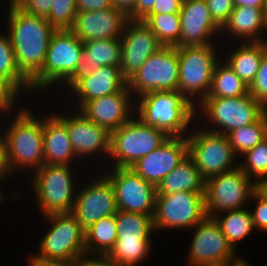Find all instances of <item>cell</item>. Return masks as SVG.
<instances>
[{
	"mask_svg": "<svg viewBox=\"0 0 267 266\" xmlns=\"http://www.w3.org/2000/svg\"><path fill=\"white\" fill-rule=\"evenodd\" d=\"M6 30L20 73L31 82L45 62L49 40L55 29L45 17L29 14L8 0Z\"/></svg>",
	"mask_w": 267,
	"mask_h": 266,
	"instance_id": "1",
	"label": "cell"
},
{
	"mask_svg": "<svg viewBox=\"0 0 267 266\" xmlns=\"http://www.w3.org/2000/svg\"><path fill=\"white\" fill-rule=\"evenodd\" d=\"M17 109L16 114L14 112V115L7 116L8 120L5 116L6 122L0 119V124H5L2 128L7 139L8 161L13 175L25 169L35 172L44 165V118L38 115L37 118L27 106Z\"/></svg>",
	"mask_w": 267,
	"mask_h": 266,
	"instance_id": "2",
	"label": "cell"
},
{
	"mask_svg": "<svg viewBox=\"0 0 267 266\" xmlns=\"http://www.w3.org/2000/svg\"><path fill=\"white\" fill-rule=\"evenodd\" d=\"M195 108L178 90L152 91L135 99V116L169 137H187L196 123Z\"/></svg>",
	"mask_w": 267,
	"mask_h": 266,
	"instance_id": "3",
	"label": "cell"
},
{
	"mask_svg": "<svg viewBox=\"0 0 267 266\" xmlns=\"http://www.w3.org/2000/svg\"><path fill=\"white\" fill-rule=\"evenodd\" d=\"M43 217L50 227L40 239L37 253L27 255L26 262L75 264L86 257L85 230L72 212Z\"/></svg>",
	"mask_w": 267,
	"mask_h": 266,
	"instance_id": "4",
	"label": "cell"
},
{
	"mask_svg": "<svg viewBox=\"0 0 267 266\" xmlns=\"http://www.w3.org/2000/svg\"><path fill=\"white\" fill-rule=\"evenodd\" d=\"M195 110L196 119L200 118L195 122L201 119L208 122L206 125L203 123L201 128L224 135L258 121L267 112L250 93L232 98L206 97Z\"/></svg>",
	"mask_w": 267,
	"mask_h": 266,
	"instance_id": "5",
	"label": "cell"
},
{
	"mask_svg": "<svg viewBox=\"0 0 267 266\" xmlns=\"http://www.w3.org/2000/svg\"><path fill=\"white\" fill-rule=\"evenodd\" d=\"M75 173L73 166L48 164L32 173L30 191L35 194L34 199L43 216L73 212L79 188L74 185Z\"/></svg>",
	"mask_w": 267,
	"mask_h": 266,
	"instance_id": "6",
	"label": "cell"
},
{
	"mask_svg": "<svg viewBox=\"0 0 267 266\" xmlns=\"http://www.w3.org/2000/svg\"><path fill=\"white\" fill-rule=\"evenodd\" d=\"M217 44L176 47L179 63L178 91L195 107L207 97L216 64L222 59ZM219 55V56H218Z\"/></svg>",
	"mask_w": 267,
	"mask_h": 266,
	"instance_id": "7",
	"label": "cell"
},
{
	"mask_svg": "<svg viewBox=\"0 0 267 266\" xmlns=\"http://www.w3.org/2000/svg\"><path fill=\"white\" fill-rule=\"evenodd\" d=\"M83 42L71 30H55L49 40L42 71L30 82L31 92L60 87L75 71ZM51 86V87H50Z\"/></svg>",
	"mask_w": 267,
	"mask_h": 266,
	"instance_id": "8",
	"label": "cell"
},
{
	"mask_svg": "<svg viewBox=\"0 0 267 266\" xmlns=\"http://www.w3.org/2000/svg\"><path fill=\"white\" fill-rule=\"evenodd\" d=\"M168 138L164 131L145 125L134 115L127 123L110 133V163L107 164L110 167H131Z\"/></svg>",
	"mask_w": 267,
	"mask_h": 266,
	"instance_id": "9",
	"label": "cell"
},
{
	"mask_svg": "<svg viewBox=\"0 0 267 266\" xmlns=\"http://www.w3.org/2000/svg\"><path fill=\"white\" fill-rule=\"evenodd\" d=\"M193 126L198 129L192 127L186 137L188 155L205 180L238 167L239 163L236 161L238 157L235 155L227 135L200 128V122H196Z\"/></svg>",
	"mask_w": 267,
	"mask_h": 266,
	"instance_id": "10",
	"label": "cell"
},
{
	"mask_svg": "<svg viewBox=\"0 0 267 266\" xmlns=\"http://www.w3.org/2000/svg\"><path fill=\"white\" fill-rule=\"evenodd\" d=\"M256 190L257 183L247 177L239 166L206 179V217L213 218L225 211L245 208Z\"/></svg>",
	"mask_w": 267,
	"mask_h": 266,
	"instance_id": "11",
	"label": "cell"
},
{
	"mask_svg": "<svg viewBox=\"0 0 267 266\" xmlns=\"http://www.w3.org/2000/svg\"><path fill=\"white\" fill-rule=\"evenodd\" d=\"M179 63L177 48L163 46L127 79L134 99L152 91L178 90Z\"/></svg>",
	"mask_w": 267,
	"mask_h": 266,
	"instance_id": "12",
	"label": "cell"
},
{
	"mask_svg": "<svg viewBox=\"0 0 267 266\" xmlns=\"http://www.w3.org/2000/svg\"><path fill=\"white\" fill-rule=\"evenodd\" d=\"M205 192H175L156 195L153 216L156 231L190 230L206 217Z\"/></svg>",
	"mask_w": 267,
	"mask_h": 266,
	"instance_id": "13",
	"label": "cell"
},
{
	"mask_svg": "<svg viewBox=\"0 0 267 266\" xmlns=\"http://www.w3.org/2000/svg\"><path fill=\"white\" fill-rule=\"evenodd\" d=\"M192 230L193 239L186 257L189 266H225L241 258L214 218L205 217Z\"/></svg>",
	"mask_w": 267,
	"mask_h": 266,
	"instance_id": "14",
	"label": "cell"
},
{
	"mask_svg": "<svg viewBox=\"0 0 267 266\" xmlns=\"http://www.w3.org/2000/svg\"><path fill=\"white\" fill-rule=\"evenodd\" d=\"M102 172L111 182L118 210L154 215L156 186L145 181L130 167H106ZM106 172V173H104Z\"/></svg>",
	"mask_w": 267,
	"mask_h": 266,
	"instance_id": "15",
	"label": "cell"
},
{
	"mask_svg": "<svg viewBox=\"0 0 267 266\" xmlns=\"http://www.w3.org/2000/svg\"><path fill=\"white\" fill-rule=\"evenodd\" d=\"M89 178L84 187L79 185L72 212L84 230L104 217L115 215L118 210L110 180L102 172Z\"/></svg>",
	"mask_w": 267,
	"mask_h": 266,
	"instance_id": "16",
	"label": "cell"
},
{
	"mask_svg": "<svg viewBox=\"0 0 267 266\" xmlns=\"http://www.w3.org/2000/svg\"><path fill=\"white\" fill-rule=\"evenodd\" d=\"M76 110V111H75ZM70 113L59 112L56 114L66 123L69 138L73 146L77 162L80 159L95 160L98 156L109 157L110 153V133L103 127L90 121L82 112L75 109ZM74 112V113H73ZM96 155H98L96 157ZM87 156V157H86ZM91 157L90 159L88 157ZM86 158V159H85ZM88 158V159H87Z\"/></svg>",
	"mask_w": 267,
	"mask_h": 266,
	"instance_id": "17",
	"label": "cell"
},
{
	"mask_svg": "<svg viewBox=\"0 0 267 266\" xmlns=\"http://www.w3.org/2000/svg\"><path fill=\"white\" fill-rule=\"evenodd\" d=\"M120 39V69L126 80L163 47L152 30L141 20L129 19Z\"/></svg>",
	"mask_w": 267,
	"mask_h": 266,
	"instance_id": "18",
	"label": "cell"
},
{
	"mask_svg": "<svg viewBox=\"0 0 267 266\" xmlns=\"http://www.w3.org/2000/svg\"><path fill=\"white\" fill-rule=\"evenodd\" d=\"M188 156L186 137H169L162 145L141 157L130 168L156 187Z\"/></svg>",
	"mask_w": 267,
	"mask_h": 266,
	"instance_id": "19",
	"label": "cell"
},
{
	"mask_svg": "<svg viewBox=\"0 0 267 266\" xmlns=\"http://www.w3.org/2000/svg\"><path fill=\"white\" fill-rule=\"evenodd\" d=\"M79 111L111 133L135 115V99L126 85L115 94L86 102Z\"/></svg>",
	"mask_w": 267,
	"mask_h": 266,
	"instance_id": "20",
	"label": "cell"
},
{
	"mask_svg": "<svg viewBox=\"0 0 267 266\" xmlns=\"http://www.w3.org/2000/svg\"><path fill=\"white\" fill-rule=\"evenodd\" d=\"M128 16L114 6L97 11H77L71 31L82 41L120 39Z\"/></svg>",
	"mask_w": 267,
	"mask_h": 266,
	"instance_id": "21",
	"label": "cell"
},
{
	"mask_svg": "<svg viewBox=\"0 0 267 266\" xmlns=\"http://www.w3.org/2000/svg\"><path fill=\"white\" fill-rule=\"evenodd\" d=\"M179 14L180 47L218 42L214 39L221 35V28L213 21L205 0H183Z\"/></svg>",
	"mask_w": 267,
	"mask_h": 266,
	"instance_id": "22",
	"label": "cell"
},
{
	"mask_svg": "<svg viewBox=\"0 0 267 266\" xmlns=\"http://www.w3.org/2000/svg\"><path fill=\"white\" fill-rule=\"evenodd\" d=\"M121 39L90 40L83 42V51L74 73L60 87L67 94L100 66L120 67ZM66 88V89H65ZM64 89V90H63Z\"/></svg>",
	"mask_w": 267,
	"mask_h": 266,
	"instance_id": "23",
	"label": "cell"
},
{
	"mask_svg": "<svg viewBox=\"0 0 267 266\" xmlns=\"http://www.w3.org/2000/svg\"><path fill=\"white\" fill-rule=\"evenodd\" d=\"M126 85L127 80L123 77L120 67L100 66L94 68L93 73L82 79L68 94L64 91V94L60 95H66V101L70 99L69 103L73 100L71 104L75 106L70 105V107L79 110L86 102L115 94Z\"/></svg>",
	"mask_w": 267,
	"mask_h": 266,
	"instance_id": "24",
	"label": "cell"
},
{
	"mask_svg": "<svg viewBox=\"0 0 267 266\" xmlns=\"http://www.w3.org/2000/svg\"><path fill=\"white\" fill-rule=\"evenodd\" d=\"M44 118L43 142L44 164L68 165L77 159L69 138L66 123L56 114V111ZM75 159V160H74Z\"/></svg>",
	"mask_w": 267,
	"mask_h": 266,
	"instance_id": "25",
	"label": "cell"
},
{
	"mask_svg": "<svg viewBox=\"0 0 267 266\" xmlns=\"http://www.w3.org/2000/svg\"><path fill=\"white\" fill-rule=\"evenodd\" d=\"M266 30V9L240 6L232 10L220 33L228 35L227 41L231 38V42H258Z\"/></svg>",
	"mask_w": 267,
	"mask_h": 266,
	"instance_id": "26",
	"label": "cell"
},
{
	"mask_svg": "<svg viewBox=\"0 0 267 266\" xmlns=\"http://www.w3.org/2000/svg\"><path fill=\"white\" fill-rule=\"evenodd\" d=\"M156 195L175 192H205V179L201 176L192 158L188 155L156 187Z\"/></svg>",
	"mask_w": 267,
	"mask_h": 266,
	"instance_id": "27",
	"label": "cell"
},
{
	"mask_svg": "<svg viewBox=\"0 0 267 266\" xmlns=\"http://www.w3.org/2000/svg\"><path fill=\"white\" fill-rule=\"evenodd\" d=\"M227 52L225 62L249 87L259 70L263 51L258 42L234 43ZM238 44V45H237ZM237 46V47H236ZM235 48V49H234Z\"/></svg>",
	"mask_w": 267,
	"mask_h": 266,
	"instance_id": "28",
	"label": "cell"
},
{
	"mask_svg": "<svg viewBox=\"0 0 267 266\" xmlns=\"http://www.w3.org/2000/svg\"><path fill=\"white\" fill-rule=\"evenodd\" d=\"M117 241L115 215L107 216L85 230L86 257L105 258Z\"/></svg>",
	"mask_w": 267,
	"mask_h": 266,
	"instance_id": "29",
	"label": "cell"
},
{
	"mask_svg": "<svg viewBox=\"0 0 267 266\" xmlns=\"http://www.w3.org/2000/svg\"><path fill=\"white\" fill-rule=\"evenodd\" d=\"M225 214V215H224ZM223 216V217H222ZM220 226L221 231L225 235L228 243L237 252V244L253 231L255 227L253 219L248 207L238 210L225 211L213 217Z\"/></svg>",
	"mask_w": 267,
	"mask_h": 266,
	"instance_id": "30",
	"label": "cell"
},
{
	"mask_svg": "<svg viewBox=\"0 0 267 266\" xmlns=\"http://www.w3.org/2000/svg\"><path fill=\"white\" fill-rule=\"evenodd\" d=\"M153 216L117 210V240H151L155 234Z\"/></svg>",
	"mask_w": 267,
	"mask_h": 266,
	"instance_id": "31",
	"label": "cell"
},
{
	"mask_svg": "<svg viewBox=\"0 0 267 266\" xmlns=\"http://www.w3.org/2000/svg\"><path fill=\"white\" fill-rule=\"evenodd\" d=\"M222 59L216 64L207 97L232 98L249 93V87Z\"/></svg>",
	"mask_w": 267,
	"mask_h": 266,
	"instance_id": "32",
	"label": "cell"
},
{
	"mask_svg": "<svg viewBox=\"0 0 267 266\" xmlns=\"http://www.w3.org/2000/svg\"><path fill=\"white\" fill-rule=\"evenodd\" d=\"M5 30L0 32V76L6 79L19 93L31 96V84L20 73L12 44ZM24 91V92H23ZM30 91V92H29Z\"/></svg>",
	"mask_w": 267,
	"mask_h": 266,
	"instance_id": "33",
	"label": "cell"
},
{
	"mask_svg": "<svg viewBox=\"0 0 267 266\" xmlns=\"http://www.w3.org/2000/svg\"><path fill=\"white\" fill-rule=\"evenodd\" d=\"M152 240H117L105 257L116 266H138L148 259Z\"/></svg>",
	"mask_w": 267,
	"mask_h": 266,
	"instance_id": "34",
	"label": "cell"
},
{
	"mask_svg": "<svg viewBox=\"0 0 267 266\" xmlns=\"http://www.w3.org/2000/svg\"><path fill=\"white\" fill-rule=\"evenodd\" d=\"M141 21L152 30L163 46L180 47L179 13L146 14Z\"/></svg>",
	"mask_w": 267,
	"mask_h": 266,
	"instance_id": "35",
	"label": "cell"
},
{
	"mask_svg": "<svg viewBox=\"0 0 267 266\" xmlns=\"http://www.w3.org/2000/svg\"><path fill=\"white\" fill-rule=\"evenodd\" d=\"M227 137L239 158L267 138V112L258 121L230 131Z\"/></svg>",
	"mask_w": 267,
	"mask_h": 266,
	"instance_id": "36",
	"label": "cell"
},
{
	"mask_svg": "<svg viewBox=\"0 0 267 266\" xmlns=\"http://www.w3.org/2000/svg\"><path fill=\"white\" fill-rule=\"evenodd\" d=\"M244 158L243 162H238V166L244 174L258 183L267 177V138L257 144L251 150L245 152L239 159ZM241 163V164H240ZM255 179V180H254Z\"/></svg>",
	"mask_w": 267,
	"mask_h": 266,
	"instance_id": "37",
	"label": "cell"
},
{
	"mask_svg": "<svg viewBox=\"0 0 267 266\" xmlns=\"http://www.w3.org/2000/svg\"><path fill=\"white\" fill-rule=\"evenodd\" d=\"M47 20L55 30H71L77 14L76 0H52Z\"/></svg>",
	"mask_w": 267,
	"mask_h": 266,
	"instance_id": "38",
	"label": "cell"
},
{
	"mask_svg": "<svg viewBox=\"0 0 267 266\" xmlns=\"http://www.w3.org/2000/svg\"><path fill=\"white\" fill-rule=\"evenodd\" d=\"M19 95L22 97L6 79L0 76V119L4 118L2 116L5 114L8 116L17 110L15 107H17Z\"/></svg>",
	"mask_w": 267,
	"mask_h": 266,
	"instance_id": "39",
	"label": "cell"
},
{
	"mask_svg": "<svg viewBox=\"0 0 267 266\" xmlns=\"http://www.w3.org/2000/svg\"><path fill=\"white\" fill-rule=\"evenodd\" d=\"M249 93L267 109V57L264 55L256 77L249 86Z\"/></svg>",
	"mask_w": 267,
	"mask_h": 266,
	"instance_id": "40",
	"label": "cell"
},
{
	"mask_svg": "<svg viewBox=\"0 0 267 266\" xmlns=\"http://www.w3.org/2000/svg\"><path fill=\"white\" fill-rule=\"evenodd\" d=\"M252 202L255 201V209L249 207L254 227L257 231L267 232V199L256 190L252 197ZM257 202V203H256Z\"/></svg>",
	"mask_w": 267,
	"mask_h": 266,
	"instance_id": "41",
	"label": "cell"
},
{
	"mask_svg": "<svg viewBox=\"0 0 267 266\" xmlns=\"http://www.w3.org/2000/svg\"><path fill=\"white\" fill-rule=\"evenodd\" d=\"M213 21L222 28L235 8L233 0H205Z\"/></svg>",
	"mask_w": 267,
	"mask_h": 266,
	"instance_id": "42",
	"label": "cell"
},
{
	"mask_svg": "<svg viewBox=\"0 0 267 266\" xmlns=\"http://www.w3.org/2000/svg\"><path fill=\"white\" fill-rule=\"evenodd\" d=\"M18 8L28 12L29 14L47 18L52 0H10Z\"/></svg>",
	"mask_w": 267,
	"mask_h": 266,
	"instance_id": "43",
	"label": "cell"
},
{
	"mask_svg": "<svg viewBox=\"0 0 267 266\" xmlns=\"http://www.w3.org/2000/svg\"><path fill=\"white\" fill-rule=\"evenodd\" d=\"M0 181L13 177L11 167L8 161L7 139L0 124Z\"/></svg>",
	"mask_w": 267,
	"mask_h": 266,
	"instance_id": "44",
	"label": "cell"
},
{
	"mask_svg": "<svg viewBox=\"0 0 267 266\" xmlns=\"http://www.w3.org/2000/svg\"><path fill=\"white\" fill-rule=\"evenodd\" d=\"M183 0H157L147 14L179 13Z\"/></svg>",
	"mask_w": 267,
	"mask_h": 266,
	"instance_id": "45",
	"label": "cell"
},
{
	"mask_svg": "<svg viewBox=\"0 0 267 266\" xmlns=\"http://www.w3.org/2000/svg\"><path fill=\"white\" fill-rule=\"evenodd\" d=\"M112 6L111 0H76L77 11H97Z\"/></svg>",
	"mask_w": 267,
	"mask_h": 266,
	"instance_id": "46",
	"label": "cell"
},
{
	"mask_svg": "<svg viewBox=\"0 0 267 266\" xmlns=\"http://www.w3.org/2000/svg\"><path fill=\"white\" fill-rule=\"evenodd\" d=\"M112 5L122 10L130 20H135L136 0H111Z\"/></svg>",
	"mask_w": 267,
	"mask_h": 266,
	"instance_id": "47",
	"label": "cell"
},
{
	"mask_svg": "<svg viewBox=\"0 0 267 266\" xmlns=\"http://www.w3.org/2000/svg\"><path fill=\"white\" fill-rule=\"evenodd\" d=\"M157 0H136L135 20H141L154 6Z\"/></svg>",
	"mask_w": 267,
	"mask_h": 266,
	"instance_id": "48",
	"label": "cell"
},
{
	"mask_svg": "<svg viewBox=\"0 0 267 266\" xmlns=\"http://www.w3.org/2000/svg\"><path fill=\"white\" fill-rule=\"evenodd\" d=\"M75 266H116L103 257H85L75 263Z\"/></svg>",
	"mask_w": 267,
	"mask_h": 266,
	"instance_id": "49",
	"label": "cell"
},
{
	"mask_svg": "<svg viewBox=\"0 0 267 266\" xmlns=\"http://www.w3.org/2000/svg\"><path fill=\"white\" fill-rule=\"evenodd\" d=\"M235 7L246 6L266 9V0H233Z\"/></svg>",
	"mask_w": 267,
	"mask_h": 266,
	"instance_id": "50",
	"label": "cell"
},
{
	"mask_svg": "<svg viewBox=\"0 0 267 266\" xmlns=\"http://www.w3.org/2000/svg\"><path fill=\"white\" fill-rule=\"evenodd\" d=\"M28 266H75L72 263H43V262H28Z\"/></svg>",
	"mask_w": 267,
	"mask_h": 266,
	"instance_id": "51",
	"label": "cell"
},
{
	"mask_svg": "<svg viewBox=\"0 0 267 266\" xmlns=\"http://www.w3.org/2000/svg\"><path fill=\"white\" fill-rule=\"evenodd\" d=\"M257 190L267 199V177L257 183Z\"/></svg>",
	"mask_w": 267,
	"mask_h": 266,
	"instance_id": "52",
	"label": "cell"
},
{
	"mask_svg": "<svg viewBox=\"0 0 267 266\" xmlns=\"http://www.w3.org/2000/svg\"><path fill=\"white\" fill-rule=\"evenodd\" d=\"M264 35H267V30L264 33ZM262 36L259 40L258 43L260 44L262 51H263V55L267 57V36Z\"/></svg>",
	"mask_w": 267,
	"mask_h": 266,
	"instance_id": "53",
	"label": "cell"
},
{
	"mask_svg": "<svg viewBox=\"0 0 267 266\" xmlns=\"http://www.w3.org/2000/svg\"><path fill=\"white\" fill-rule=\"evenodd\" d=\"M1 182L2 181H0V185H1ZM10 195H12L14 199L21 198L20 194H16V193L11 194V192H10V194L7 195V192L5 193L4 190L0 188V204H1V202H3L4 200H6L7 198L9 199Z\"/></svg>",
	"mask_w": 267,
	"mask_h": 266,
	"instance_id": "54",
	"label": "cell"
},
{
	"mask_svg": "<svg viewBox=\"0 0 267 266\" xmlns=\"http://www.w3.org/2000/svg\"><path fill=\"white\" fill-rule=\"evenodd\" d=\"M248 262L244 257H241L237 262L225 266H251Z\"/></svg>",
	"mask_w": 267,
	"mask_h": 266,
	"instance_id": "55",
	"label": "cell"
}]
</instances>
